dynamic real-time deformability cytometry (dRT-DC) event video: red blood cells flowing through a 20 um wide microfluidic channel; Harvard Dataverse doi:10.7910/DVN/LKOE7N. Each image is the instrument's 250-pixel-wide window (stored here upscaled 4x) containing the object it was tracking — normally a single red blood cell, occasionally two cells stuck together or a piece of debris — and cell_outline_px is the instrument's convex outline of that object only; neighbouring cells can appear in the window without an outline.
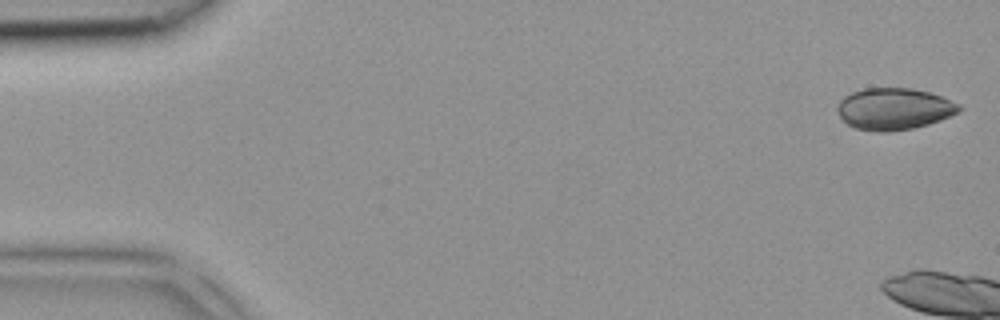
{"species": "common noctule bat (a hibernating species)", "species_latin": "Nyctalus noctula", "temperature_condition": "room temperature", "stored_images_in_passage": 6, "camera_frame_rate_fps": 3000, "um_per_image_px": 0.085, "animal": {"sex": "female", "body_mass_g": 18.4}, "frame": {"image": 1, "passage_image": 1, "time_ms": 0.0, "image_size_px": [1000, 320], "cell_outline_px": [[964, 108], [960, 112], [940, 120], [928, 124], [912, 128], [888, 132], [876, 132], [856, 128], [840, 120], [836, 108], [836, 104], [844, 96], [852, 92], [864, 88], [912, 88], [928, 92], [940, 96], [960, 104]], "centroid_in_image_um": [75.97, 9.26], "position_along_channel_um": 9.0, "area_um2": 29.88}}